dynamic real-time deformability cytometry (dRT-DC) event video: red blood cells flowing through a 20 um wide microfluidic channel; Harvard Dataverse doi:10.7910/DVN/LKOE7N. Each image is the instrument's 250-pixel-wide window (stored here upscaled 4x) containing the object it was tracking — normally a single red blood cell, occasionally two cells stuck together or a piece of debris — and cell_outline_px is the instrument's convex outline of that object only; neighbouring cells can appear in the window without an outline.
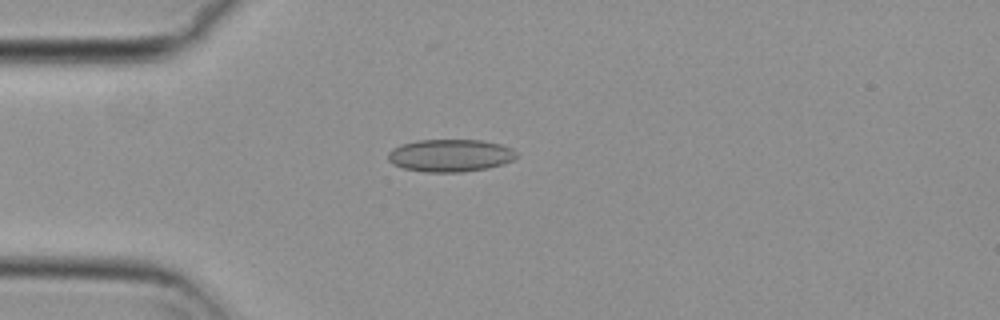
{"species": "common noctule bat (a hibernating species)", "species_latin": "Nyctalus noctula", "temperature_condition": "cold", "stored_images_in_passage": 51, "camera_frame_rate_fps": 3000, "um_per_image_px": 0.085, "animal": {"sex": "female", "body_mass_g": 29.2, "forearm_length_mm": 56.3}, "frame": {"image": 1, "passage_image": 15, "time_ms": 4.667, "image_size_px": [1000, 320], "cell_outline_px": [[516, 156], [512, 160], [504, 164], [488, 168], [460, 172], [424, 172], [404, 168], [392, 164], [388, 160], [388, 152], [392, 148], [416, 140], [484, 140], [500, 144], [512, 148], [516, 152]], "centroid_in_image_um": [38.27, 13.21], "position_along_channel_um": 46.7, "area_um2": 24.39}}
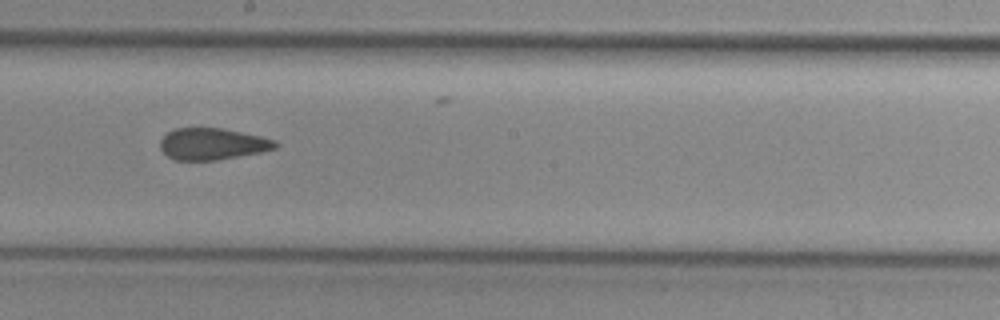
{"frame": {"image": 2, "passage_image": 31, "time_ms": 10.0, "image_size_px": [1000, 320], "cell_outline_px": [[280, 144], [276, 148], [260, 152], [216, 160], [176, 160], [168, 156], [160, 148], [160, 140], [168, 132], [176, 128], [224, 128], [260, 136], [276, 140]], "centroid_in_image_um": [18.07, 12.23], "position_along_channel_um": 230.1, "area_um2": 21.15}}
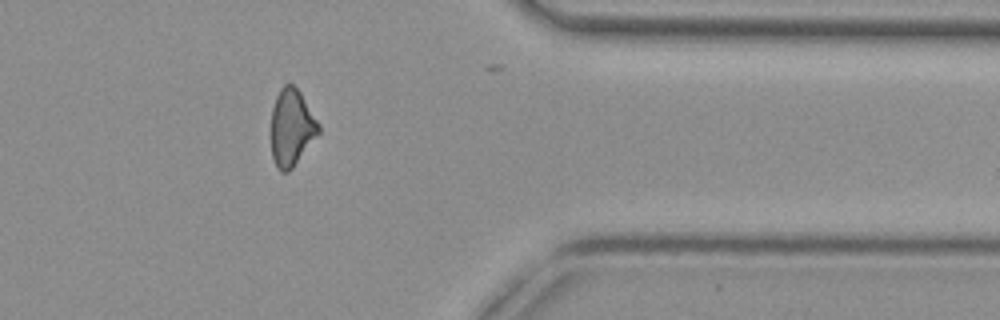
{"frame": {"image": 3, "passage_image": 45, "time_ms": 14.667, "image_size_px": [1000, 320], "cell_outline_px": [[320, 132], [292, 168], [288, 172], [280, 172], [276, 168], [272, 156], [272, 108], [276, 96], [280, 88], [284, 84], [292, 84], [300, 92], [320, 124]], "centroid_in_image_um": [24.78, 10.85], "position_along_channel_um": 386.6, "area_um2": 21.15}, "authors_computed_cell_mechanics": {"area_um2": 22.4842, "velocity_mm_per_s": 3.7288, "shape_relaxation_time_tau1_ms": null, "shape_relaxation_time_tau2_ms": 1.5483, "deformation_change_tau1": null, "deformation_change_tau2": 0.0703}}